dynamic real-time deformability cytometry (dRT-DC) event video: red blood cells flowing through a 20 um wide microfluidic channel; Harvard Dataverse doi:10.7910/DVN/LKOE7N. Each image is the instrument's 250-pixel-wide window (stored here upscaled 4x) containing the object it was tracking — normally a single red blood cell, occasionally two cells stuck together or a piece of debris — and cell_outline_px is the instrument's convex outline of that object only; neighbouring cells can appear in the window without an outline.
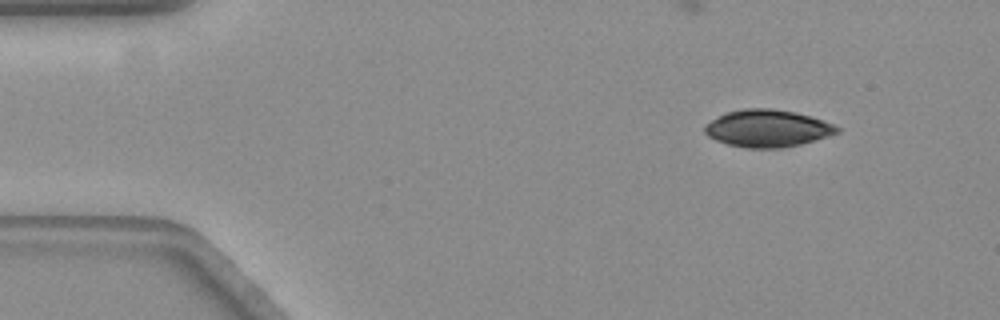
{"species": "common noctule bat (a hibernating species)", "species_latin": "Nyctalus noctula", "temperature_condition": "warm", "stored_images_in_passage": 40, "camera_frame_rate_fps": 3000, "um_per_image_px": 0.085, "animal": {"sex": "female", "body_mass_g": 19.3, "forearm_length_mm": 54.1}, "frame": {"image": 1, "passage_image": 1, "time_ms": 0.0, "image_size_px": [1000, 320], "cell_outline_px": [[840, 132], [800, 144], [784, 148], [744, 148], [728, 144], [716, 140], [708, 136], [704, 132], [704, 124], [728, 112], [744, 108], [772, 108], [796, 112], [832, 124], [840, 128]], "centroid_in_image_um": [65.2, 10.91], "position_along_channel_um": 19.8, "area_um2": 28.5}}
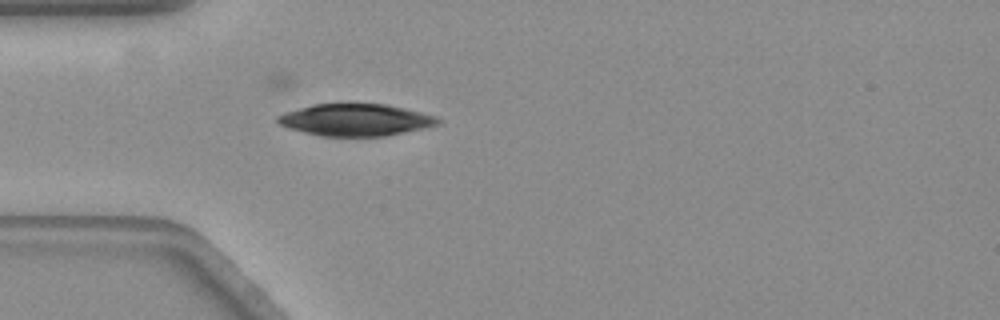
{"frame": {"image": 2, "passage_image": 11, "time_ms": 3.333, "image_size_px": [1000, 320], "cell_outline_px": [[440, 124], [424, 128], [384, 136], [320, 136], [288, 128], [280, 124], [276, 120], [276, 116], [284, 112], [312, 104], [388, 104], [436, 116], [440, 120]], "centroid_in_image_um": [30.2, 10.19], "position_along_channel_um": 54.8, "area_um2": 29.82}}